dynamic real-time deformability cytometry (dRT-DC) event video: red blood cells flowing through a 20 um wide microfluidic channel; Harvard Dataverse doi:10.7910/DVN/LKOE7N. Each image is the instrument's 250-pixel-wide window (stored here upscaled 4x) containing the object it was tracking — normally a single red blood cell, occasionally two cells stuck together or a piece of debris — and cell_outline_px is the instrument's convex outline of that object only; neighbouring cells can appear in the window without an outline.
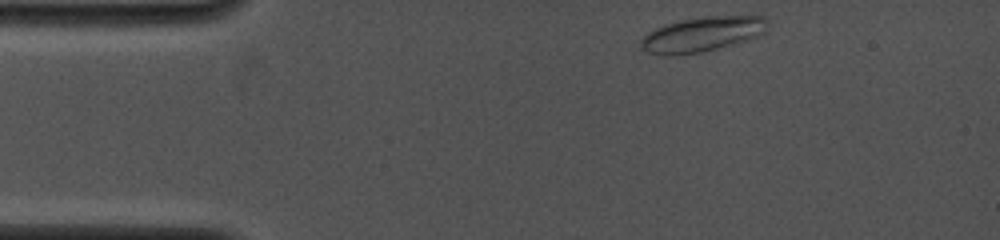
{"species": "common noctule bat (a hibernating species)", "species_latin": "Nyctalus noctula", "temperature_condition": "cold", "stored_images_in_passage": 4, "camera_frame_rate_fps": 4000, "um_per_image_px": 0.085, "animal": {"sex": "female", "body_mass_g": 19.0, "forearm_length_mm": 53.3}, "frame": {"image": 1, "passage_image": 1, "time_ms": 0.0, "image_size_px": [1000, 240], "cell_outline_px": [[768, 28], [764, 32], [748, 40], [704, 52], [676, 56], [664, 56], [648, 52], [640, 48], [640, 40], [648, 32], [664, 24], [680, 20], [704, 16], [764, 16], [768, 20]], "centroid_in_image_um": [59.67, 2.92], "position_along_channel_um": 25.3, "area_um2": 26.13}}